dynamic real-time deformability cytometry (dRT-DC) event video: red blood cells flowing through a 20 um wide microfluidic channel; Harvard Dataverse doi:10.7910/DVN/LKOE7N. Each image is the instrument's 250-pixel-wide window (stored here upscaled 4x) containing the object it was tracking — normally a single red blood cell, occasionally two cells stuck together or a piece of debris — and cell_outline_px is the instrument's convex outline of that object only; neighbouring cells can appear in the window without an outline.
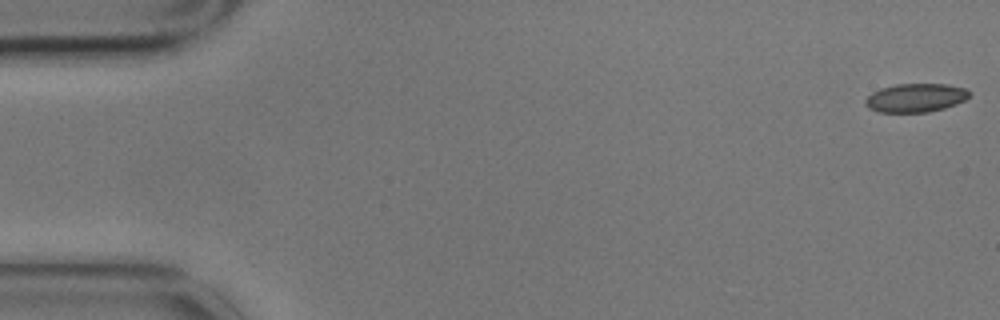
{"species": "common noctule bat (a hibernating species)", "species_latin": "Nyctalus noctula", "temperature_condition": "cold", "stored_images_in_passage": 5, "camera_frame_rate_fps": 3000, "um_per_image_px": 0.085, "animal": {"sex": "male", "body_mass_g": 17.9}, "frame": {"image": 1, "passage_image": 1, "time_ms": 0.0, "image_size_px": [1000, 320], "cell_outline_px": [[972, 92], [964, 100], [956, 104], [944, 108], [928, 112], [876, 112], [868, 108], [864, 104], [864, 100], [872, 92], [880, 88], [896, 84], [948, 84], [964, 88]], "centroid_in_image_um": [77.8, 8.31], "position_along_channel_um": 7.2, "area_um2": 17.46}}
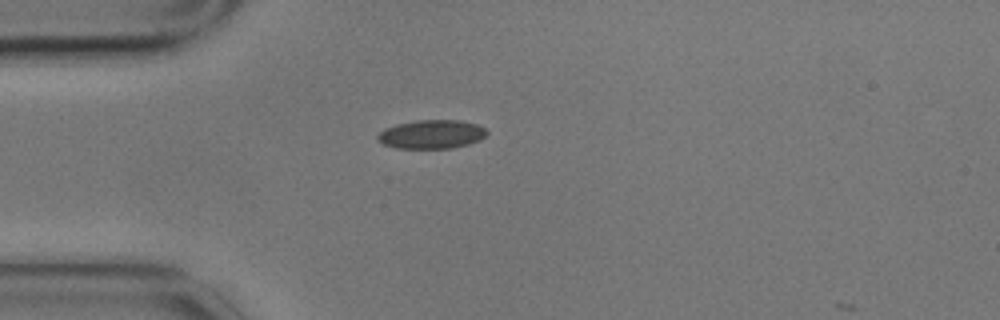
{"frame": {"image": 2, "passage_image": 4, "time_ms": 1.0, "image_size_px": [1000, 320], "cell_outline_px": [[488, 132], [480, 140], [468, 144], [452, 148], [396, 148], [384, 144], [376, 140], [376, 136], [384, 128], [396, 124], [416, 120], [460, 120], [476, 124], [484, 128]], "centroid_in_image_um": [36.65, 11.41], "position_along_channel_um": 48.3, "area_um2": 18.32}}